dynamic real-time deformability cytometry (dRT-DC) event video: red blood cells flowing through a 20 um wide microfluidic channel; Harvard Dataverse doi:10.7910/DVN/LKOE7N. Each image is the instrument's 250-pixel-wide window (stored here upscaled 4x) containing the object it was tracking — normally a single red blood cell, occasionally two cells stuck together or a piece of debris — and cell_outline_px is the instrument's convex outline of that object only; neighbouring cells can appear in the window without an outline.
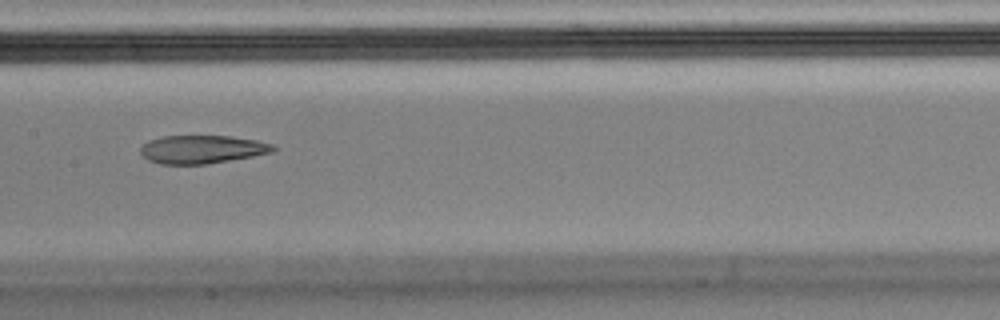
{"species": "Egyptian fruit bat (a non-hibernating species)", "species_latin": "Rousettus aegyptiacus", "temperature_condition": "cold", "stored_images_in_passage": 13, "camera_frame_rate_fps": 3000, "um_per_image_px": 0.085, "animal": {"sex": "male"}, "frame": {"image": 1, "passage_image": 4, "time_ms": 1.0, "image_size_px": [1000, 320], "cell_outline_px": [[276, 148], [272, 152], [252, 156], [208, 164], [160, 164], [148, 160], [140, 152], [140, 148], [148, 140], [164, 136], [232, 136], [256, 140], [272, 144]], "centroid_in_image_um": [17.16, 12.69], "position_along_channel_um": 190.2, "area_um2": 21.73}}